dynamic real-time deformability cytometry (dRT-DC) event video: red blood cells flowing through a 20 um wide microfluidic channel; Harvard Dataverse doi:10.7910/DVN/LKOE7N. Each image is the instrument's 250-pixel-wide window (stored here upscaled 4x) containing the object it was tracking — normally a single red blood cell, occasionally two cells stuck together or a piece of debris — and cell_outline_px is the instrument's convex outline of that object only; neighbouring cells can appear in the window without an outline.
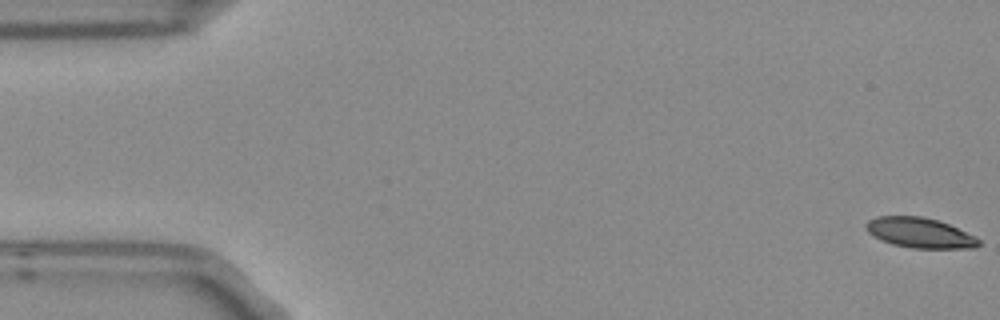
{"species": "Egyptian fruit bat (a non-hibernating species)", "species_latin": "Rousettus aegyptiacus", "temperature_condition": "room temperature", "stored_images_in_passage": 5, "camera_frame_rate_fps": 3000, "um_per_image_px": 0.085, "frame": {"image": 1, "passage_image": 1, "time_ms": 0.0, "image_size_px": [1000, 320], "cell_outline_px": [[980, 244], [976, 248], [912, 248], [892, 244], [868, 232], [864, 228], [864, 224], [868, 220], [876, 216], [924, 216], [940, 220], [976, 236], [980, 240]], "centroid_in_image_um": [78.21, 19.77], "position_along_channel_um": 6.8, "area_um2": 19.94}}
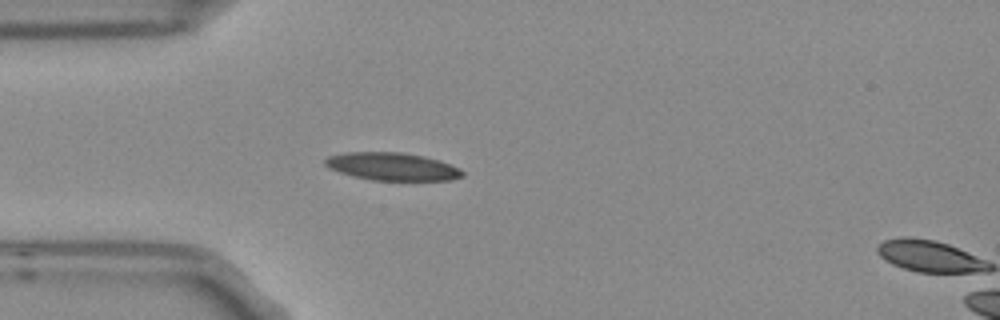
{"frame": {"image": 2, "passage_image": 5, "time_ms": 1.333, "image_size_px": [1000, 320], "cell_outline_px": [[464, 176], [452, 180], [372, 180], [340, 172], [324, 164], [324, 160], [328, 156], [348, 152], [404, 152], [424, 156], [440, 160], [460, 168], [464, 172]], "centroid_in_image_um": [33.4, 14.15], "position_along_channel_um": 51.6, "area_um2": 22.14}}